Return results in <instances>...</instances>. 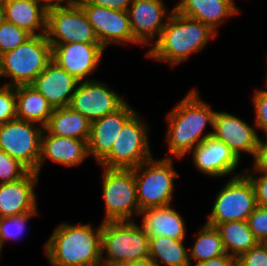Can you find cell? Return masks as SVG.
Here are the masks:
<instances>
[{
  "instance_id": "4dcf8cb0",
  "label": "cell",
  "mask_w": 267,
  "mask_h": 266,
  "mask_svg": "<svg viewBox=\"0 0 267 266\" xmlns=\"http://www.w3.org/2000/svg\"><path fill=\"white\" fill-rule=\"evenodd\" d=\"M31 36L25 29L5 20L0 26V55L17 48Z\"/></svg>"
},
{
  "instance_id": "ffe728a7",
  "label": "cell",
  "mask_w": 267,
  "mask_h": 266,
  "mask_svg": "<svg viewBox=\"0 0 267 266\" xmlns=\"http://www.w3.org/2000/svg\"><path fill=\"white\" fill-rule=\"evenodd\" d=\"M79 82L52 60L31 85L55 109L70 105L72 95Z\"/></svg>"
},
{
  "instance_id": "6da1fadb",
  "label": "cell",
  "mask_w": 267,
  "mask_h": 266,
  "mask_svg": "<svg viewBox=\"0 0 267 266\" xmlns=\"http://www.w3.org/2000/svg\"><path fill=\"white\" fill-rule=\"evenodd\" d=\"M215 113L216 111L201 100L195 89L181 99L168 113L166 119L168 125L166 141L170 158L173 156L181 159L206 138L212 136L211 131L206 134L203 132L207 124L213 130Z\"/></svg>"
},
{
  "instance_id": "b9f144b4",
  "label": "cell",
  "mask_w": 267,
  "mask_h": 266,
  "mask_svg": "<svg viewBox=\"0 0 267 266\" xmlns=\"http://www.w3.org/2000/svg\"><path fill=\"white\" fill-rule=\"evenodd\" d=\"M96 266H128V263L110 260L106 257L103 259V257H101L100 261L96 264Z\"/></svg>"
},
{
  "instance_id": "4fadbf2b",
  "label": "cell",
  "mask_w": 267,
  "mask_h": 266,
  "mask_svg": "<svg viewBox=\"0 0 267 266\" xmlns=\"http://www.w3.org/2000/svg\"><path fill=\"white\" fill-rule=\"evenodd\" d=\"M124 103L122 96L107 85L91 79L79 82L69 107L93 122L116 111Z\"/></svg>"
},
{
  "instance_id": "ba28073f",
  "label": "cell",
  "mask_w": 267,
  "mask_h": 266,
  "mask_svg": "<svg viewBox=\"0 0 267 266\" xmlns=\"http://www.w3.org/2000/svg\"><path fill=\"white\" fill-rule=\"evenodd\" d=\"M101 256L127 263L149 257V237L134 221L102 222Z\"/></svg>"
},
{
  "instance_id": "1f68e13d",
  "label": "cell",
  "mask_w": 267,
  "mask_h": 266,
  "mask_svg": "<svg viewBox=\"0 0 267 266\" xmlns=\"http://www.w3.org/2000/svg\"><path fill=\"white\" fill-rule=\"evenodd\" d=\"M30 170L8 153L0 150V184L23 178Z\"/></svg>"
},
{
  "instance_id": "d6a6232c",
  "label": "cell",
  "mask_w": 267,
  "mask_h": 266,
  "mask_svg": "<svg viewBox=\"0 0 267 266\" xmlns=\"http://www.w3.org/2000/svg\"><path fill=\"white\" fill-rule=\"evenodd\" d=\"M17 118L16 87L0 86V124Z\"/></svg>"
},
{
  "instance_id": "7bdbcfd3",
  "label": "cell",
  "mask_w": 267,
  "mask_h": 266,
  "mask_svg": "<svg viewBox=\"0 0 267 266\" xmlns=\"http://www.w3.org/2000/svg\"><path fill=\"white\" fill-rule=\"evenodd\" d=\"M128 266H156L155 263L149 258H143L128 262Z\"/></svg>"
},
{
  "instance_id": "cb8c5ba5",
  "label": "cell",
  "mask_w": 267,
  "mask_h": 266,
  "mask_svg": "<svg viewBox=\"0 0 267 266\" xmlns=\"http://www.w3.org/2000/svg\"><path fill=\"white\" fill-rule=\"evenodd\" d=\"M2 2L6 21L25 29L32 35L46 34L47 9L40 0H2Z\"/></svg>"
},
{
  "instance_id": "ac0fdd59",
  "label": "cell",
  "mask_w": 267,
  "mask_h": 266,
  "mask_svg": "<svg viewBox=\"0 0 267 266\" xmlns=\"http://www.w3.org/2000/svg\"><path fill=\"white\" fill-rule=\"evenodd\" d=\"M136 111L126 102L116 111L91 122L88 153L100 163L111 151L124 123Z\"/></svg>"
},
{
  "instance_id": "30bf717a",
  "label": "cell",
  "mask_w": 267,
  "mask_h": 266,
  "mask_svg": "<svg viewBox=\"0 0 267 266\" xmlns=\"http://www.w3.org/2000/svg\"><path fill=\"white\" fill-rule=\"evenodd\" d=\"M21 119L0 124V150L37 173L43 126Z\"/></svg>"
},
{
  "instance_id": "8d00e7d4",
  "label": "cell",
  "mask_w": 267,
  "mask_h": 266,
  "mask_svg": "<svg viewBox=\"0 0 267 266\" xmlns=\"http://www.w3.org/2000/svg\"><path fill=\"white\" fill-rule=\"evenodd\" d=\"M245 170L246 171L244 173L249 177L254 186L257 205L267 207V171L266 170L251 171V169H245ZM257 172L258 174H260L259 177L254 176L256 175Z\"/></svg>"
},
{
  "instance_id": "836d02e7",
  "label": "cell",
  "mask_w": 267,
  "mask_h": 266,
  "mask_svg": "<svg viewBox=\"0 0 267 266\" xmlns=\"http://www.w3.org/2000/svg\"><path fill=\"white\" fill-rule=\"evenodd\" d=\"M250 230L260 243L267 241V207L257 205L247 219Z\"/></svg>"
},
{
  "instance_id": "7a4b0ae2",
  "label": "cell",
  "mask_w": 267,
  "mask_h": 266,
  "mask_svg": "<svg viewBox=\"0 0 267 266\" xmlns=\"http://www.w3.org/2000/svg\"><path fill=\"white\" fill-rule=\"evenodd\" d=\"M207 24L173 11L160 37L146 52V56L171 67L183 63L195 52L205 48L210 39L217 37Z\"/></svg>"
},
{
  "instance_id": "52a82bcc",
  "label": "cell",
  "mask_w": 267,
  "mask_h": 266,
  "mask_svg": "<svg viewBox=\"0 0 267 266\" xmlns=\"http://www.w3.org/2000/svg\"><path fill=\"white\" fill-rule=\"evenodd\" d=\"M102 169L103 222L134 221L132 216L140 213L134 169Z\"/></svg>"
},
{
  "instance_id": "d6986e66",
  "label": "cell",
  "mask_w": 267,
  "mask_h": 266,
  "mask_svg": "<svg viewBox=\"0 0 267 266\" xmlns=\"http://www.w3.org/2000/svg\"><path fill=\"white\" fill-rule=\"evenodd\" d=\"M38 178L36 172L29 171L17 181L0 184V218L38 211L34 191Z\"/></svg>"
},
{
  "instance_id": "44dd1931",
  "label": "cell",
  "mask_w": 267,
  "mask_h": 266,
  "mask_svg": "<svg viewBox=\"0 0 267 266\" xmlns=\"http://www.w3.org/2000/svg\"><path fill=\"white\" fill-rule=\"evenodd\" d=\"M89 156L85 140L49 134L45 129L41 136L40 158L37 174L46 159L64 166H78Z\"/></svg>"
},
{
  "instance_id": "d590c367",
  "label": "cell",
  "mask_w": 267,
  "mask_h": 266,
  "mask_svg": "<svg viewBox=\"0 0 267 266\" xmlns=\"http://www.w3.org/2000/svg\"><path fill=\"white\" fill-rule=\"evenodd\" d=\"M252 101L255 107L254 124L267 134V89L255 90Z\"/></svg>"
},
{
  "instance_id": "277c9868",
  "label": "cell",
  "mask_w": 267,
  "mask_h": 266,
  "mask_svg": "<svg viewBox=\"0 0 267 266\" xmlns=\"http://www.w3.org/2000/svg\"><path fill=\"white\" fill-rule=\"evenodd\" d=\"M52 61V46L46 34L32 35L17 48L0 55V77H10L8 86L30 85Z\"/></svg>"
},
{
  "instance_id": "5b68a950",
  "label": "cell",
  "mask_w": 267,
  "mask_h": 266,
  "mask_svg": "<svg viewBox=\"0 0 267 266\" xmlns=\"http://www.w3.org/2000/svg\"><path fill=\"white\" fill-rule=\"evenodd\" d=\"M172 159L170 156L159 160L151 157L134 168L140 211L171 204L175 178L179 175L173 169Z\"/></svg>"
},
{
  "instance_id": "7c38bea8",
  "label": "cell",
  "mask_w": 267,
  "mask_h": 266,
  "mask_svg": "<svg viewBox=\"0 0 267 266\" xmlns=\"http://www.w3.org/2000/svg\"><path fill=\"white\" fill-rule=\"evenodd\" d=\"M80 6L92 25L98 41L104 48L111 43L118 45L137 43L133 37L127 11L114 10L90 3H82Z\"/></svg>"
},
{
  "instance_id": "8992f818",
  "label": "cell",
  "mask_w": 267,
  "mask_h": 266,
  "mask_svg": "<svg viewBox=\"0 0 267 266\" xmlns=\"http://www.w3.org/2000/svg\"><path fill=\"white\" fill-rule=\"evenodd\" d=\"M148 129L135 112L122 126L110 153L99 163L102 168L134 169L153 157Z\"/></svg>"
},
{
  "instance_id": "5bb4252c",
  "label": "cell",
  "mask_w": 267,
  "mask_h": 266,
  "mask_svg": "<svg viewBox=\"0 0 267 266\" xmlns=\"http://www.w3.org/2000/svg\"><path fill=\"white\" fill-rule=\"evenodd\" d=\"M174 10L169 12L163 0H133L127 13L137 44L151 46L152 42L155 43L167 24L164 18L169 19Z\"/></svg>"
},
{
  "instance_id": "9a60e30c",
  "label": "cell",
  "mask_w": 267,
  "mask_h": 266,
  "mask_svg": "<svg viewBox=\"0 0 267 266\" xmlns=\"http://www.w3.org/2000/svg\"><path fill=\"white\" fill-rule=\"evenodd\" d=\"M52 60L78 81L87 78L98 67L105 48L100 43L51 44Z\"/></svg>"
},
{
  "instance_id": "ab89813d",
  "label": "cell",
  "mask_w": 267,
  "mask_h": 266,
  "mask_svg": "<svg viewBox=\"0 0 267 266\" xmlns=\"http://www.w3.org/2000/svg\"><path fill=\"white\" fill-rule=\"evenodd\" d=\"M235 265H236V258L225 253L221 256L212 258L210 260L201 263H195L194 266H235Z\"/></svg>"
},
{
  "instance_id": "603a6c76",
  "label": "cell",
  "mask_w": 267,
  "mask_h": 266,
  "mask_svg": "<svg viewBox=\"0 0 267 266\" xmlns=\"http://www.w3.org/2000/svg\"><path fill=\"white\" fill-rule=\"evenodd\" d=\"M234 0H180L175 11L186 17L201 21L214 31L224 19L239 14Z\"/></svg>"
},
{
  "instance_id": "484cf974",
  "label": "cell",
  "mask_w": 267,
  "mask_h": 266,
  "mask_svg": "<svg viewBox=\"0 0 267 266\" xmlns=\"http://www.w3.org/2000/svg\"><path fill=\"white\" fill-rule=\"evenodd\" d=\"M17 118L45 126L52 115L53 107L35 87L16 86Z\"/></svg>"
},
{
  "instance_id": "f35d334b",
  "label": "cell",
  "mask_w": 267,
  "mask_h": 266,
  "mask_svg": "<svg viewBox=\"0 0 267 266\" xmlns=\"http://www.w3.org/2000/svg\"><path fill=\"white\" fill-rule=\"evenodd\" d=\"M254 160L253 170H266L267 171V139H259L257 154Z\"/></svg>"
},
{
  "instance_id": "f1b7e54d",
  "label": "cell",
  "mask_w": 267,
  "mask_h": 266,
  "mask_svg": "<svg viewBox=\"0 0 267 266\" xmlns=\"http://www.w3.org/2000/svg\"><path fill=\"white\" fill-rule=\"evenodd\" d=\"M191 247L189 249V260L193 259L196 263H201L226 253L218 229L207 223L198 231Z\"/></svg>"
},
{
  "instance_id": "d4e9b609",
  "label": "cell",
  "mask_w": 267,
  "mask_h": 266,
  "mask_svg": "<svg viewBox=\"0 0 267 266\" xmlns=\"http://www.w3.org/2000/svg\"><path fill=\"white\" fill-rule=\"evenodd\" d=\"M90 128L91 122L69 106L53 109L52 115L44 126L49 134L87 142L90 136Z\"/></svg>"
},
{
  "instance_id": "83f0119b",
  "label": "cell",
  "mask_w": 267,
  "mask_h": 266,
  "mask_svg": "<svg viewBox=\"0 0 267 266\" xmlns=\"http://www.w3.org/2000/svg\"><path fill=\"white\" fill-rule=\"evenodd\" d=\"M216 228L221 235L225 252L236 259L258 243L247 221L220 223Z\"/></svg>"
},
{
  "instance_id": "8fae6325",
  "label": "cell",
  "mask_w": 267,
  "mask_h": 266,
  "mask_svg": "<svg viewBox=\"0 0 267 266\" xmlns=\"http://www.w3.org/2000/svg\"><path fill=\"white\" fill-rule=\"evenodd\" d=\"M46 37L50 44L100 43L81 6L48 9Z\"/></svg>"
},
{
  "instance_id": "2e32d148",
  "label": "cell",
  "mask_w": 267,
  "mask_h": 266,
  "mask_svg": "<svg viewBox=\"0 0 267 266\" xmlns=\"http://www.w3.org/2000/svg\"><path fill=\"white\" fill-rule=\"evenodd\" d=\"M212 132V136L225 143L239 160L241 151L255 159L260 137L243 119L225 111H216Z\"/></svg>"
},
{
  "instance_id": "3957f363",
  "label": "cell",
  "mask_w": 267,
  "mask_h": 266,
  "mask_svg": "<svg viewBox=\"0 0 267 266\" xmlns=\"http://www.w3.org/2000/svg\"><path fill=\"white\" fill-rule=\"evenodd\" d=\"M102 223L93 229L90 224L62 223L44 245L51 266H96L101 259Z\"/></svg>"
},
{
  "instance_id": "ee69618b",
  "label": "cell",
  "mask_w": 267,
  "mask_h": 266,
  "mask_svg": "<svg viewBox=\"0 0 267 266\" xmlns=\"http://www.w3.org/2000/svg\"><path fill=\"white\" fill-rule=\"evenodd\" d=\"M4 21H5L4 7L2 0H0V26L3 24Z\"/></svg>"
},
{
  "instance_id": "e575fe53",
  "label": "cell",
  "mask_w": 267,
  "mask_h": 266,
  "mask_svg": "<svg viewBox=\"0 0 267 266\" xmlns=\"http://www.w3.org/2000/svg\"><path fill=\"white\" fill-rule=\"evenodd\" d=\"M238 266H267V244L258 242L237 259Z\"/></svg>"
},
{
  "instance_id": "f546056e",
  "label": "cell",
  "mask_w": 267,
  "mask_h": 266,
  "mask_svg": "<svg viewBox=\"0 0 267 266\" xmlns=\"http://www.w3.org/2000/svg\"><path fill=\"white\" fill-rule=\"evenodd\" d=\"M37 211H31L23 215L0 218V247L5 245L7 240H15L21 237L26 228V223Z\"/></svg>"
},
{
  "instance_id": "e0dca14e",
  "label": "cell",
  "mask_w": 267,
  "mask_h": 266,
  "mask_svg": "<svg viewBox=\"0 0 267 266\" xmlns=\"http://www.w3.org/2000/svg\"><path fill=\"white\" fill-rule=\"evenodd\" d=\"M191 152L198 171L212 177L236 176L234 170L241 163L225 143L213 136L206 138Z\"/></svg>"
},
{
  "instance_id": "74e56055",
  "label": "cell",
  "mask_w": 267,
  "mask_h": 266,
  "mask_svg": "<svg viewBox=\"0 0 267 266\" xmlns=\"http://www.w3.org/2000/svg\"><path fill=\"white\" fill-rule=\"evenodd\" d=\"M133 0H84L83 3H90L114 10L127 11Z\"/></svg>"
},
{
  "instance_id": "7402d4cb",
  "label": "cell",
  "mask_w": 267,
  "mask_h": 266,
  "mask_svg": "<svg viewBox=\"0 0 267 266\" xmlns=\"http://www.w3.org/2000/svg\"><path fill=\"white\" fill-rule=\"evenodd\" d=\"M170 205L148 208L140 211L141 227L149 238L164 236L176 240L186 237L185 221Z\"/></svg>"
},
{
  "instance_id": "4316f807",
  "label": "cell",
  "mask_w": 267,
  "mask_h": 266,
  "mask_svg": "<svg viewBox=\"0 0 267 266\" xmlns=\"http://www.w3.org/2000/svg\"><path fill=\"white\" fill-rule=\"evenodd\" d=\"M183 241L164 236L149 238V258L156 266H192Z\"/></svg>"
},
{
  "instance_id": "60d3db41",
  "label": "cell",
  "mask_w": 267,
  "mask_h": 266,
  "mask_svg": "<svg viewBox=\"0 0 267 266\" xmlns=\"http://www.w3.org/2000/svg\"><path fill=\"white\" fill-rule=\"evenodd\" d=\"M40 1L47 10L55 7H77L84 2V0H40ZM63 3H65L66 5Z\"/></svg>"
},
{
  "instance_id": "9c48e42d",
  "label": "cell",
  "mask_w": 267,
  "mask_h": 266,
  "mask_svg": "<svg viewBox=\"0 0 267 266\" xmlns=\"http://www.w3.org/2000/svg\"><path fill=\"white\" fill-rule=\"evenodd\" d=\"M257 206L254 186L243 172L233 176L218 192L206 223L247 221Z\"/></svg>"
}]
</instances>
